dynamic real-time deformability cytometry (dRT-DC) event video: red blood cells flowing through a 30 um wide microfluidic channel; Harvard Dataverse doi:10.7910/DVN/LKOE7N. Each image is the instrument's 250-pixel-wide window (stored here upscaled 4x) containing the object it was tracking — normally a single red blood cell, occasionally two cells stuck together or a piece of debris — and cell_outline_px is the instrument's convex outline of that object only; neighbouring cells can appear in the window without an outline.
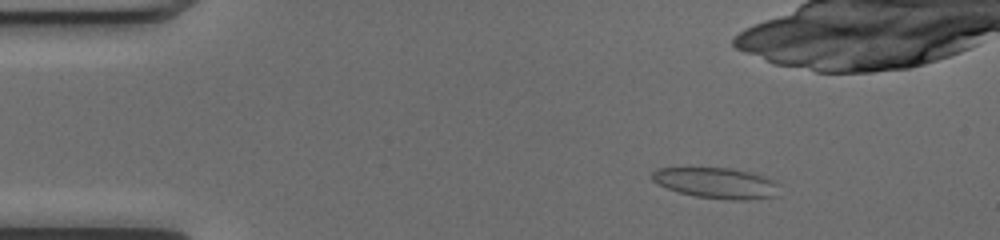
{"species": "common noctule bat (a hibernating species)", "species_latin": "Nyctalus noctula", "temperature_condition": "cold", "stored_images_in_passage": 48, "camera_frame_rate_fps": 3000, "um_per_image_px": 0.085, "animal": {"sex": "female", "body_mass_g": 17.0, "forearm_length_mm": 48.0}, "frame": {"image": 1, "passage_image": 7, "time_ms": 2.0, "image_size_px": [1000, 240], "cell_outline_px": [[780, 196], [748, 200], [732, 200], [696, 196], [680, 192], [668, 188], [652, 180], [652, 172], [656, 168], [728, 168], [748, 172], [772, 180], [776, 184]], "centroid_in_image_um": [60.9, 15.57], "position_along_channel_um": 24.1, "area_um2": 22.43}}
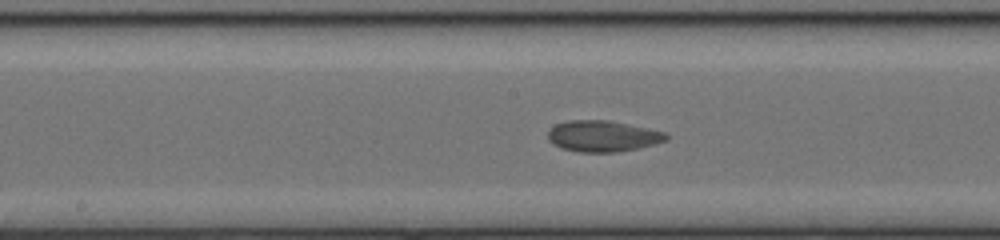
{"frame": {"image": 2, "passage_image": 26, "time_ms": 8.333, "image_size_px": [1000, 240], "cell_outline_px": [[668, 140], [640, 148], [616, 152], [580, 152], [560, 148], [552, 144], [548, 140], [548, 132], [556, 124], [568, 120], [608, 120], [648, 128], [664, 132], [668, 136]], "centroid_in_image_um": [51.22, 11.57], "position_along_channel_um": 197.0, "area_um2": 21.5}}
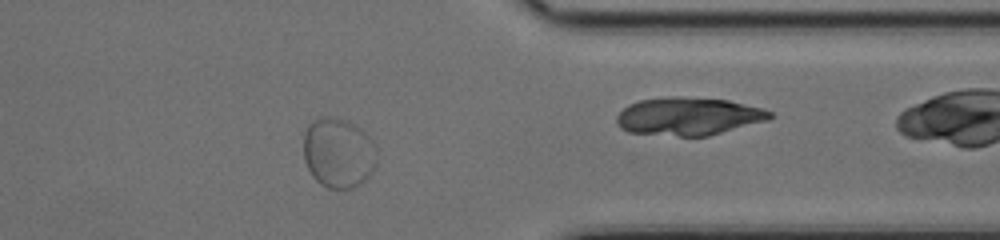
{"frame": {"image": 3, "passage_image": 41, "time_ms": 13.333, "image_size_px": [1000, 240], "cell_outline_px": [[376, 164], [372, 172], [360, 184], [352, 188], [328, 188], [320, 184], [312, 176], [304, 160], [304, 132], [308, 124], [316, 116], [332, 116], [356, 124], [368, 136], [376, 152]], "centroid_in_image_um": [28.73, 12.97], "position_along_channel_um": 382.7, "area_um2": 30.06}}